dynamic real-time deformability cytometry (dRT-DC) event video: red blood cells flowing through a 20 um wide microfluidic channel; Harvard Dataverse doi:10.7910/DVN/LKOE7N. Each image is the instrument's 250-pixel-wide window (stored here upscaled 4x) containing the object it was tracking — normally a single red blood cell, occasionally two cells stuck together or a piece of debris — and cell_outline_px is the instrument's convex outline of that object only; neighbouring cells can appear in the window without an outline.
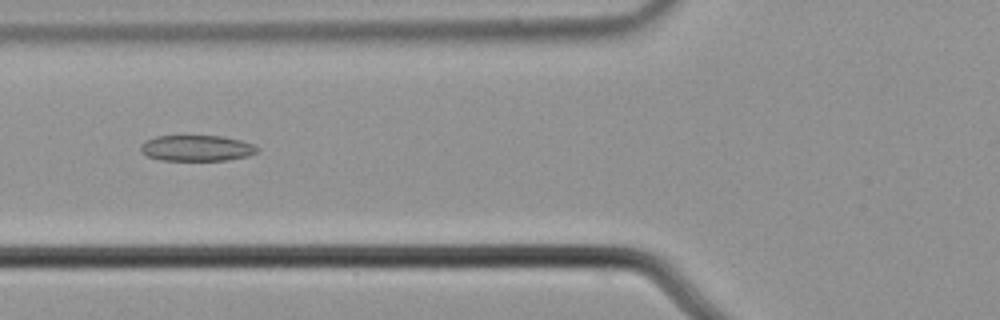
{"species": "common noctule bat (a hibernating species)", "species_latin": "Nyctalus noctula", "temperature_condition": "cold", "stored_images_in_passage": 7, "camera_frame_rate_fps": 3000, "um_per_image_px": 0.085, "animal": {"sex": "male", "body_mass_g": 21.5, "forearm_length_mm": 52.0}, "frame": {"image": 1, "passage_image": 6, "time_ms": 1.667, "image_size_px": [1000, 320], "cell_outline_px": [[260, 148], [256, 152], [248, 156], [228, 160], [160, 160], [148, 156], [140, 152], [140, 144], [144, 140], [156, 136], [220, 136], [240, 140], [252, 144]], "centroid_in_image_um": [16.68, 12.59], "position_along_channel_um": 109.1, "area_um2": 17.63}}
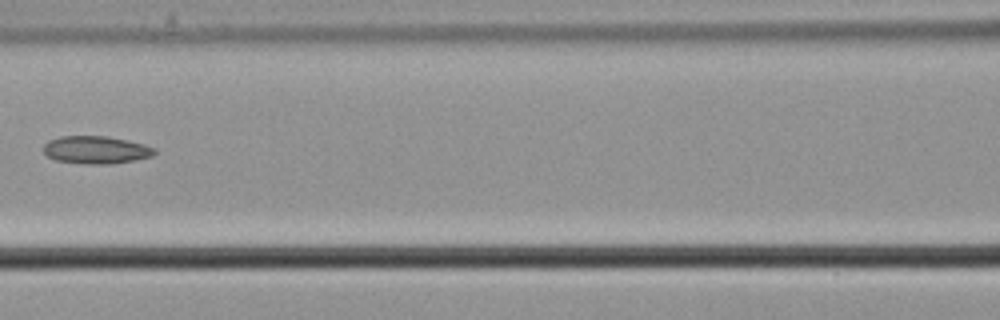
{"frame": {"image": 2, "passage_image": 7, "time_ms": 2.0, "image_size_px": [1000, 320], "cell_outline_px": [[156, 152], [152, 156], [112, 164], [84, 164], [56, 160], [48, 156], [44, 152], [44, 144], [48, 140], [60, 136], [108, 136], [128, 140], [144, 144], [156, 148]], "centroid_in_image_um": [8.16, 12.73], "position_along_channel_um": 158.4, "area_um2": 17.98}}